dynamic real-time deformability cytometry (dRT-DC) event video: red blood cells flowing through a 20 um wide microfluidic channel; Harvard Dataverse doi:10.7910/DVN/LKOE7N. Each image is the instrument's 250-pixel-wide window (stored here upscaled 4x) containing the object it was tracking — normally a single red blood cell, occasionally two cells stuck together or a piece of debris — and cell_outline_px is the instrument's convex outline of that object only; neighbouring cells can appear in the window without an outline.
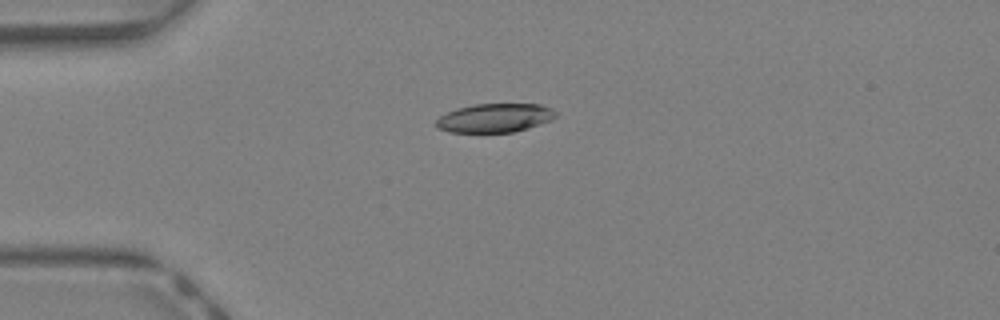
{"species": "Egyptian fruit bat (a non-hibernating species)", "species_latin": "Rousettus aegyptiacus", "temperature_condition": "warm", "stored_images_in_passage": 33, "camera_frame_rate_fps": 3000, "um_per_image_px": 0.085, "animal": {"sex": "female"}, "frame": {"image": 1, "passage_image": 1, "time_ms": 0.0, "image_size_px": [1000, 320], "cell_outline_px": [[556, 116], [552, 120], [528, 128], [512, 132], [448, 132], [440, 128], [436, 124], [436, 120], [440, 116], [456, 108], [476, 104], [540, 104], [552, 108], [556, 112]], "centroid_in_image_um": [42.09, 10.02], "position_along_channel_um": 42.9, "area_um2": 20.0}}
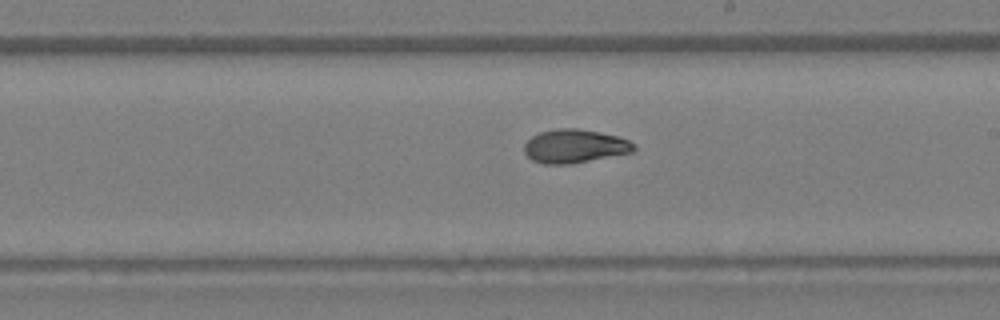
{"frame": {"image": 2, "passage_image": 15, "time_ms": 4.667, "image_size_px": [1000, 320], "cell_outline_px": [[636, 148], [632, 152], [568, 164], [544, 164], [532, 160], [524, 152], [524, 144], [532, 136], [540, 132], [556, 128], [576, 128], [600, 132], [620, 136], [636, 144]], "centroid_in_image_um": [48.85, 12.41], "position_along_channel_um": 240.2, "area_um2": 21.44}}
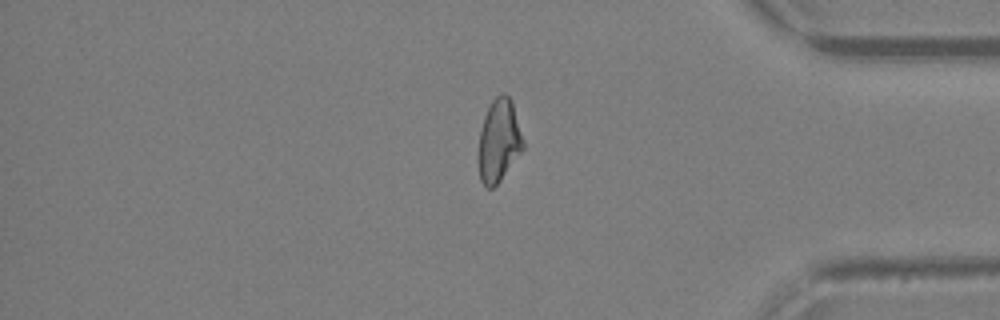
{"frame": {"image": 3, "passage_image": 26, "time_ms": 8.333, "image_size_px": [1000, 320], "cell_outline_px": [[524, 148], [500, 180], [492, 188], [488, 188], [480, 180], [480, 132], [484, 116], [492, 100], [500, 92], [504, 92], [512, 100], [524, 140]], "centroid_in_image_um": [42.44, 11.9], "position_along_channel_um": 392.8, "area_um2": 21.15}, "authors_computed_cell_mechanics": {"area_um2": 21.5594, "velocity_mm_per_s": 4.7866, "shape_relaxation_time_tau1_ms": 7.2742, "shape_relaxation_time_tau2_ms": 2.3282, "deformation_change_tau1": 0.2197, "deformation_change_tau2": 0.0775}}